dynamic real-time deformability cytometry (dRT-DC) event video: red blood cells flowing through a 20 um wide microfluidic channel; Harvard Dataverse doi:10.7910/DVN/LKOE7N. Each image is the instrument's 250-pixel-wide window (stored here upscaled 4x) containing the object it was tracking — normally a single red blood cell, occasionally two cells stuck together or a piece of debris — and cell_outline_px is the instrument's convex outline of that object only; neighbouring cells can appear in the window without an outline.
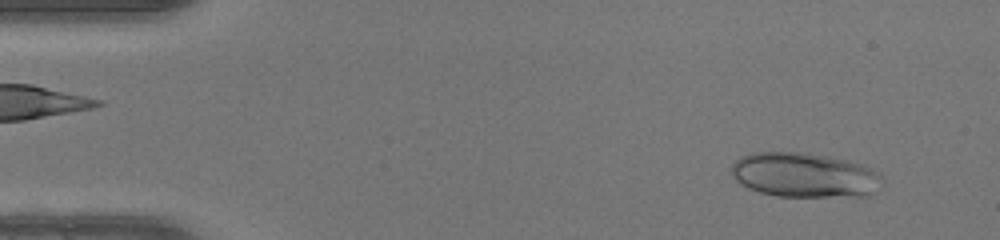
{"species": "human", "species_latin": "Homo sapiens", "temperature_condition": "warm", "stored_images_in_passage": 47, "camera_frame_rate_fps": 3000, "um_per_image_px": 0.085, "donor": {"sex": "female"}, "frame": {"image": 1, "passage_image": 3, "time_ms": 0.667, "image_size_px": [1000, 240], "cell_outline_px": [[884, 184], [880, 188], [868, 196], [776, 196], [760, 192], [748, 188], [740, 184], [732, 176], [732, 164], [740, 156], [752, 152], [800, 152], [848, 160], [860, 164], [880, 172]], "centroid_in_image_um": [68.39, 14.88], "position_along_channel_um": 16.6, "area_um2": 39.48}}
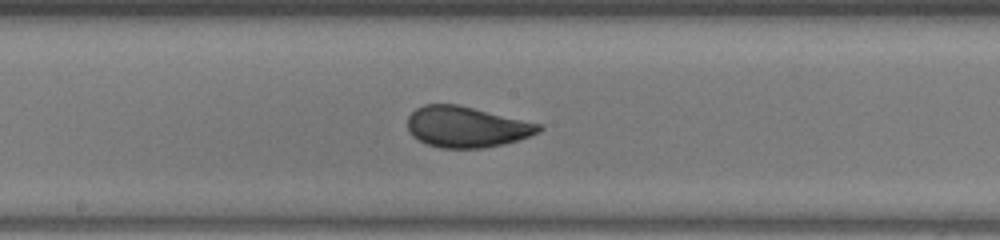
{"frame": {"image": 2, "passage_image": 24, "time_ms": 7.667, "image_size_px": [1000, 240], "cell_outline_px": [[544, 128], [540, 132], [504, 144], [484, 148], [440, 148], [424, 144], [412, 136], [408, 132], [408, 116], [416, 108], [424, 104], [460, 104], [544, 124]], "centroid_in_image_um": [39.67, 10.78], "position_along_channel_um": 208.5, "area_um2": 31.85}}
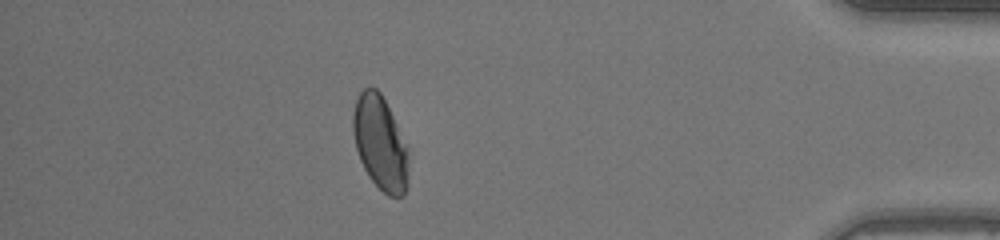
{"frame": {"image": 3, "passage_image": 41, "time_ms": 13.333, "image_size_px": [1000, 240], "cell_outline_px": [[412, 152], [408, 188], [404, 196], [388, 196], [368, 176], [360, 160], [356, 148], [352, 132], [352, 116], [356, 100], [360, 92], [364, 88], [376, 88], [380, 92]], "centroid_in_image_um": [32.38, 12.2], "position_along_channel_um": 402.8, "area_um2": 31.27}, "authors_computed_cell_mechanics": {"area_um2": 31.8478, "velocity_mm_per_s": 4.2614, "shape_relaxation_time_tau1_ms": 10.4456, "shape_relaxation_time_tau2_ms": null, "deformation_change_tau1": 0.2398, "deformation_change_tau2": null}}